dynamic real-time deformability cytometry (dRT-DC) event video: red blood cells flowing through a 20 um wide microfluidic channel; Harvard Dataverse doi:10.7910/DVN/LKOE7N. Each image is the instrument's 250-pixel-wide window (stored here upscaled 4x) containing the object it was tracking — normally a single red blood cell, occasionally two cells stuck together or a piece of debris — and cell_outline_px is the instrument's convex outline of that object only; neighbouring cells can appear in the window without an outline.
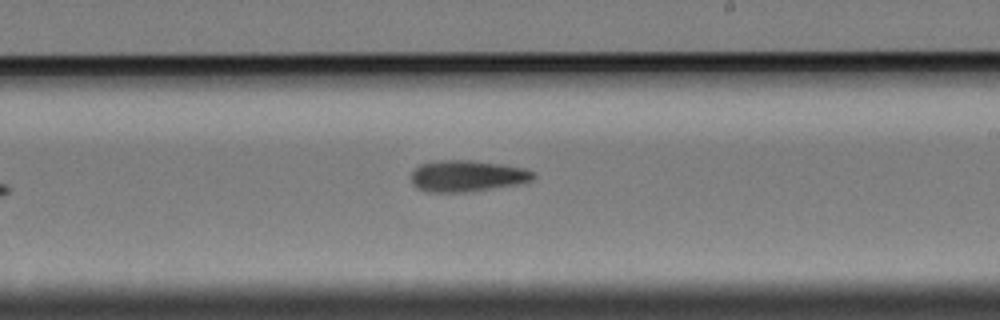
{"species": "Egyptian fruit bat (a non-hibernating species)", "species_latin": "Rousettus aegyptiacus", "temperature_condition": "cold", "stored_images_in_passage": 11, "camera_frame_rate_fps": 3000, "um_per_image_px": 0.085, "animal": {"sex": "female"}, "frame": {"image": 1, "passage_image": 11, "time_ms": 12.667, "image_size_px": [1000, 320], "cell_outline_px": [[536, 176], [532, 180], [516, 184], [464, 192], [432, 192], [416, 188], [412, 184], [412, 172], [420, 164], [440, 160], [472, 160], [504, 164], [524, 168], [532, 172]], "centroid_in_image_um": [39.69, 14.94], "position_along_channel_um": 249.3, "area_um2": 22.14}}